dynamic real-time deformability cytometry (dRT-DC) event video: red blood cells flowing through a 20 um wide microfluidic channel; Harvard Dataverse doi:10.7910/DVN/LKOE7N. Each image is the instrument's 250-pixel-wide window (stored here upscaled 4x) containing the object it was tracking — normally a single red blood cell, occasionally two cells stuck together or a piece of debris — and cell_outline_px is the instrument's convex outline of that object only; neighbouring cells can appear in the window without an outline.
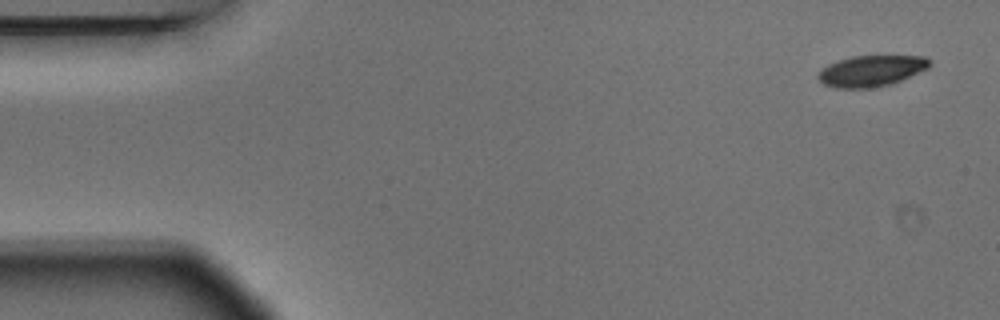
{"species": "Egyptian fruit bat (a non-hibernating species)", "species_latin": "Rousettus aegyptiacus", "temperature_condition": "warm", "stored_images_in_passage": 4, "camera_frame_rate_fps": 3000, "um_per_image_px": 0.085, "animal": {"sex": "male"}, "frame": {"image": 1, "passage_image": 1, "time_ms": 0.0, "image_size_px": [1000, 320], "cell_outline_px": [[932, 64], [928, 68], [892, 84], [868, 88], [836, 88], [824, 84], [816, 76], [820, 68], [828, 64], [852, 56], [924, 56], [932, 60]], "centroid_in_image_um": [74.06, 6.02], "position_along_channel_um": 10.9, "area_um2": 20.23}}
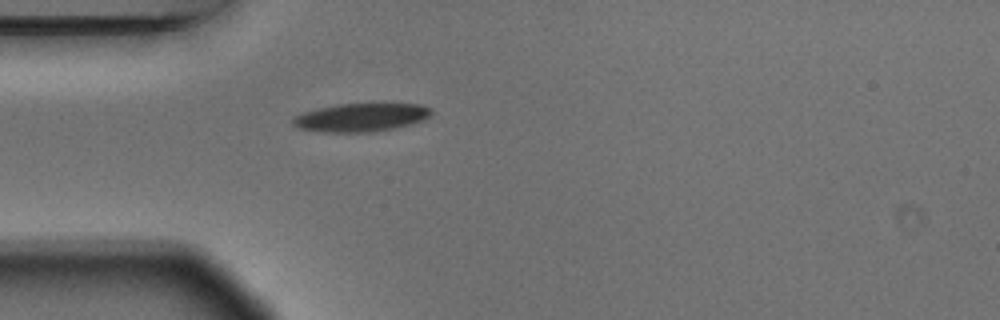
{"frame": {"image": 2, "passage_image": 4, "time_ms": 1.0, "image_size_px": [1000, 320], "cell_outline_px": [[432, 112], [428, 116], [420, 120], [408, 124], [392, 128], [372, 132], [324, 132], [300, 128], [292, 124], [292, 120], [300, 112], [316, 108], [336, 104], [420, 104], [432, 108]], "centroid_in_image_um": [30.62, 9.97], "position_along_channel_um": 54.4, "area_um2": 22.6}}